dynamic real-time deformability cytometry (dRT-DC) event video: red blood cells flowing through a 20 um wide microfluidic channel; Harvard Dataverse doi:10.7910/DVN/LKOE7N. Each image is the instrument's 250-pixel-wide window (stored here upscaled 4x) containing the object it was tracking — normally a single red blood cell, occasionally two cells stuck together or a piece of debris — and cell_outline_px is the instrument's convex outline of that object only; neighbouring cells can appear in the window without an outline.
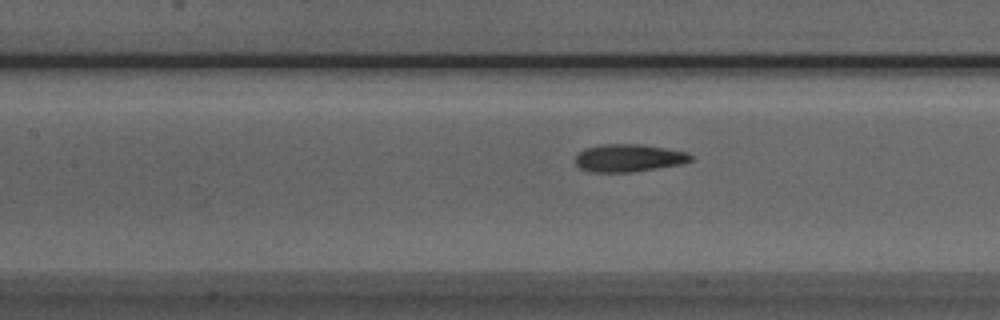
{"species": "Egyptian fruit bat (a non-hibernating species)", "species_latin": "Rousettus aegyptiacus", "temperature_condition": "room temperature", "stored_images_in_passage": 53, "camera_frame_rate_fps": 3000, "um_per_image_px": 0.085, "animal": {"sex": "male"}, "frame": {"image": 1, "passage_image": 23, "time_ms": 7.333, "image_size_px": [1000, 320], "cell_outline_px": [[692, 160], [680, 164], [632, 172], [588, 172], [580, 168], [576, 164], [576, 156], [584, 148], [604, 144], [640, 144], [688, 152], [692, 156]], "centroid_in_image_um": [53.42, 13.43], "position_along_channel_um": 154.0, "area_um2": 18.5}}
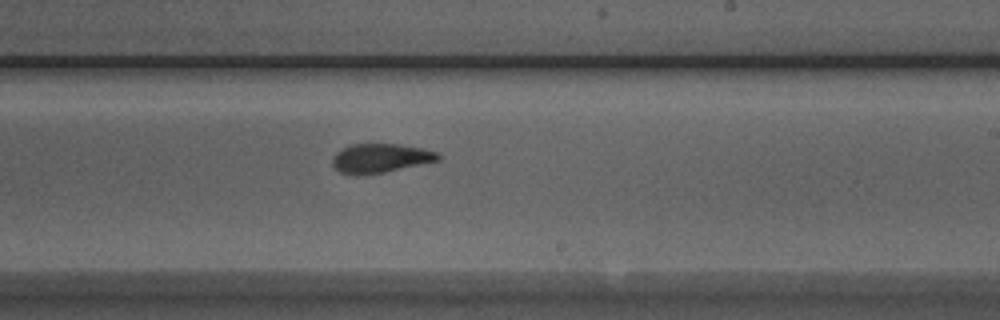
{"frame": {"image": 2, "passage_image": 31, "time_ms": 10.0, "image_size_px": [1000, 320], "cell_outline_px": [[440, 160], [384, 172], [364, 176], [352, 176], [340, 172], [332, 164], [332, 156], [340, 148], [348, 144], [400, 144], [424, 148], [440, 152]], "centroid_in_image_um": [32.31, 13.45], "position_along_channel_um": 256.7, "area_um2": 18.38}}
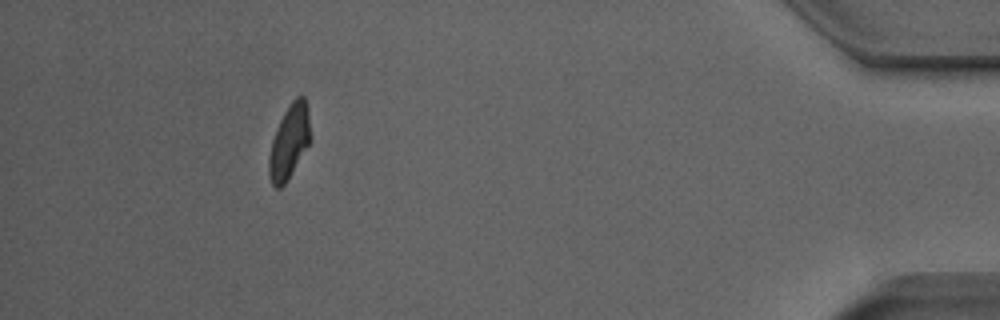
{"frame": {"image": 3, "passage_image": 48, "time_ms": 15.667, "image_size_px": [1000, 320], "cell_outline_px": [[312, 140], [284, 184], [280, 188], [276, 188], [272, 184], [268, 176], [268, 160], [272, 140], [276, 128], [284, 112], [292, 100], [296, 96], [304, 96], [308, 108], [312, 136]], "centroid_in_image_um": [24.6, 12.02], "position_along_channel_um": 410.6, "area_um2": 18.03}, "authors_computed_cell_mechanics": {"area_um2": 18.3804, "velocity_mm_per_s": 3.856, "shape_relaxation_time_tau1_ms": 6.8683, "shape_relaxation_time_tau2_ms": 1.4319, "deformation_change_tau1": 0.2125, "deformation_change_tau2": 0.0757}}